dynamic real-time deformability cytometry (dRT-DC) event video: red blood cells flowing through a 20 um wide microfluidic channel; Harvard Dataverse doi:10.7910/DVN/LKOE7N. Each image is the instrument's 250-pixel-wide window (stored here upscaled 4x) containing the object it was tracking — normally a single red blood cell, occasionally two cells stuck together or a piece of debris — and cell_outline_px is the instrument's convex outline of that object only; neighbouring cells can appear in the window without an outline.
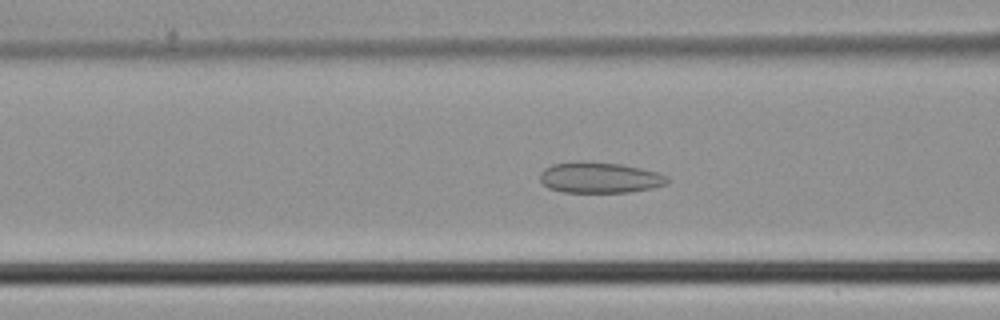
{"species": "common noctule bat (a hibernating species)", "species_latin": "Nyctalus noctula", "temperature_condition": "cold", "stored_images_in_passage": 47, "camera_frame_rate_fps": 3000, "um_per_image_px": 0.085, "animal": {"sex": "male", "body_mass_g": 21.5, "forearm_length_mm": 52.0}, "frame": {"image": 1, "passage_image": 19, "time_ms": 6.0, "image_size_px": [1000, 320], "cell_outline_px": [[668, 184], [652, 188], [628, 192], [564, 192], [548, 188], [540, 180], [540, 172], [544, 168], [552, 164], [576, 160], [584, 160], [620, 164], [660, 172], [668, 176]], "centroid_in_image_um": [50.97, 15.08], "position_along_channel_um": 115.6, "area_um2": 23.24}}
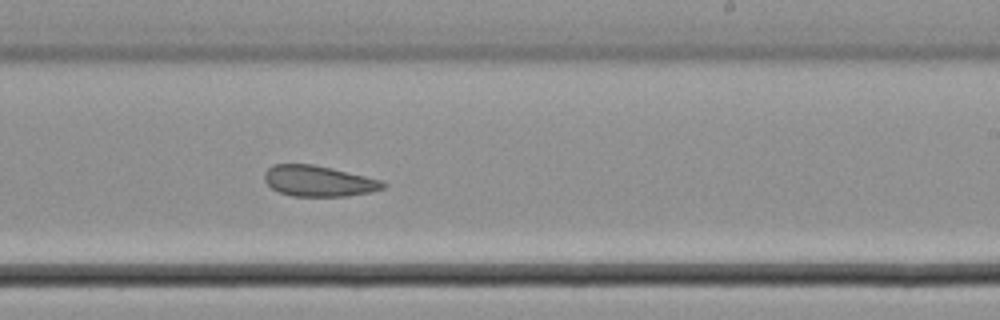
{"frame": {"image": 2, "passage_image": 29, "time_ms": 9.333, "image_size_px": [1000, 320], "cell_outline_px": [[388, 184], [384, 188], [372, 192], [348, 196], [292, 196], [280, 192], [272, 188], [264, 180], [264, 172], [272, 164], [312, 164], [332, 168], [384, 180]], "centroid_in_image_um": [27.12, 15.38], "position_along_channel_um": 261.9, "area_um2": 21.5}}
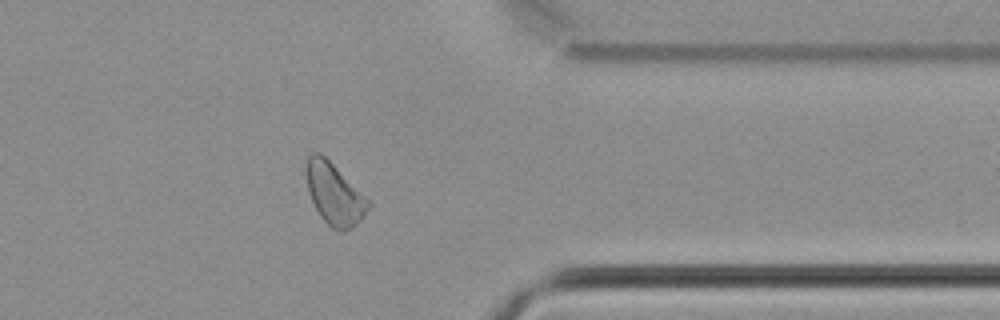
{"frame": {"image": 3, "passage_image": 38, "time_ms": 12.333, "image_size_px": [1000, 320], "cell_outline_px": [[372, 204], [360, 220], [352, 228], [344, 232], [340, 232], [332, 228], [320, 216], [308, 192], [308, 156], [312, 152], [320, 152], [372, 200]], "centroid_in_image_um": [28.49, 16.52], "position_along_channel_um": 382.9, "area_um2": 22.2}}